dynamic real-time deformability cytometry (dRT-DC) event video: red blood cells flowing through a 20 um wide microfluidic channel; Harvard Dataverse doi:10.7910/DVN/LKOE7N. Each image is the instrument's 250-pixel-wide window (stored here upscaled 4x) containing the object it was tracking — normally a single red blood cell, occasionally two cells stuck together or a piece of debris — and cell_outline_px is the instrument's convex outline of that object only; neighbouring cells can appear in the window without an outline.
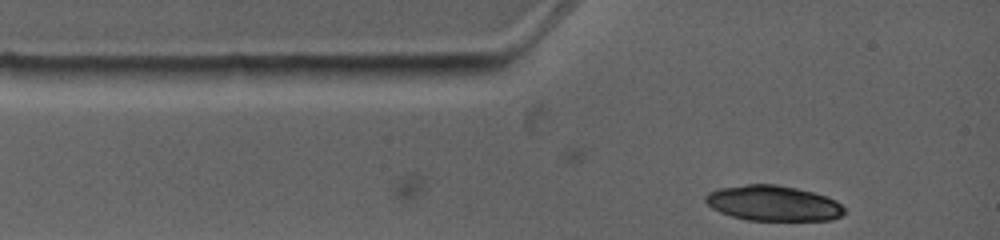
{"species": "common noctule bat (a hibernating species)", "species_latin": "Nyctalus noctula", "temperature_condition": "warm", "stored_images_in_passage": 5, "camera_frame_rate_fps": 4500, "um_per_image_px": 0.085, "animal": {"sex": "female", "body_mass_g": 19.0, "forearm_length_mm": 53.3}, "frame": {"image": 1, "passage_image": 1, "time_ms": 0.0, "image_size_px": [1000, 240], "cell_outline_px": [[844, 212], [840, 216], [832, 220], [748, 220], [732, 216], [720, 212], [712, 208], [704, 200], [704, 196], [708, 192], [720, 188], [748, 184], [776, 184], [796, 188], [828, 196], [836, 200], [844, 208]], "centroid_in_image_um": [65.72, 17.27], "position_along_channel_um": 19.3, "area_um2": 28.55}}